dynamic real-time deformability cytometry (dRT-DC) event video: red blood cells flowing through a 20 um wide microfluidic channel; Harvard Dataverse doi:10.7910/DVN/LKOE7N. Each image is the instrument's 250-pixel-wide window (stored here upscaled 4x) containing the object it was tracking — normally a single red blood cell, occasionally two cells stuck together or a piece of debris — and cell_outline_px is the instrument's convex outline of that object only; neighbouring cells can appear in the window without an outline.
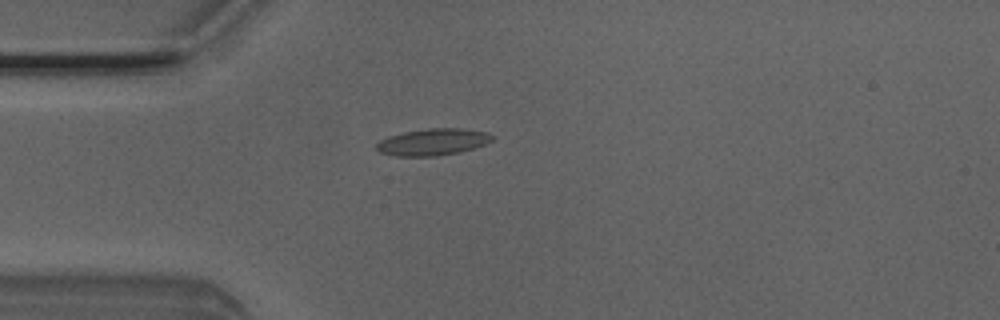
{"species": "Egyptian fruit bat (a non-hibernating species)", "species_latin": "Rousettus aegyptiacus", "temperature_condition": "room temperature", "stored_images_in_passage": 2, "camera_frame_rate_fps": 3000, "um_per_image_px": 0.085, "animal": {"sex": "male"}, "frame": {"image": 1, "passage_image": 2, "time_ms": 0.333, "image_size_px": [1000, 320], "cell_outline_px": [[496, 136], [492, 140], [484, 144], [472, 148], [456, 152], [436, 156], [396, 156], [380, 152], [376, 148], [376, 144], [380, 140], [388, 136], [404, 132], [428, 128], [460, 128], [488, 132]], "centroid_in_image_um": [36.79, 12.06], "position_along_channel_um": 48.2, "area_um2": 17.92}}